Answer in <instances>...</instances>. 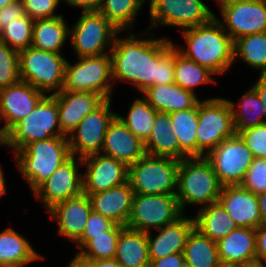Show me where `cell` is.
<instances>
[{
    "label": "cell",
    "instance_id": "cell-1",
    "mask_svg": "<svg viewBox=\"0 0 266 267\" xmlns=\"http://www.w3.org/2000/svg\"><path fill=\"white\" fill-rule=\"evenodd\" d=\"M116 34L110 48L112 79L132 83L143 92L149 86L174 83V45L169 39H147L133 34L120 38ZM151 36V37H150ZM149 37V38H148Z\"/></svg>",
    "mask_w": 266,
    "mask_h": 267
},
{
    "label": "cell",
    "instance_id": "cell-2",
    "mask_svg": "<svg viewBox=\"0 0 266 267\" xmlns=\"http://www.w3.org/2000/svg\"><path fill=\"white\" fill-rule=\"evenodd\" d=\"M187 48L176 50L187 59L223 74L234 63V41L225 32L216 15L207 23L182 30Z\"/></svg>",
    "mask_w": 266,
    "mask_h": 267
},
{
    "label": "cell",
    "instance_id": "cell-3",
    "mask_svg": "<svg viewBox=\"0 0 266 267\" xmlns=\"http://www.w3.org/2000/svg\"><path fill=\"white\" fill-rule=\"evenodd\" d=\"M14 155L19 172L33 193L71 156L67 136L30 142Z\"/></svg>",
    "mask_w": 266,
    "mask_h": 267
},
{
    "label": "cell",
    "instance_id": "cell-4",
    "mask_svg": "<svg viewBox=\"0 0 266 267\" xmlns=\"http://www.w3.org/2000/svg\"><path fill=\"white\" fill-rule=\"evenodd\" d=\"M222 185L206 156L179 161L176 197L182 212L187 204L207 206L218 201Z\"/></svg>",
    "mask_w": 266,
    "mask_h": 267
},
{
    "label": "cell",
    "instance_id": "cell-5",
    "mask_svg": "<svg viewBox=\"0 0 266 267\" xmlns=\"http://www.w3.org/2000/svg\"><path fill=\"white\" fill-rule=\"evenodd\" d=\"M179 160L145 155L128 166V181L135 194H176Z\"/></svg>",
    "mask_w": 266,
    "mask_h": 267
},
{
    "label": "cell",
    "instance_id": "cell-6",
    "mask_svg": "<svg viewBox=\"0 0 266 267\" xmlns=\"http://www.w3.org/2000/svg\"><path fill=\"white\" fill-rule=\"evenodd\" d=\"M236 135L232 108L226 98L198 103L197 157L207 156L217 145Z\"/></svg>",
    "mask_w": 266,
    "mask_h": 267
},
{
    "label": "cell",
    "instance_id": "cell-7",
    "mask_svg": "<svg viewBox=\"0 0 266 267\" xmlns=\"http://www.w3.org/2000/svg\"><path fill=\"white\" fill-rule=\"evenodd\" d=\"M66 59L60 53L47 52L32 46L19 51L20 79L52 94L63 90Z\"/></svg>",
    "mask_w": 266,
    "mask_h": 267
},
{
    "label": "cell",
    "instance_id": "cell-8",
    "mask_svg": "<svg viewBox=\"0 0 266 267\" xmlns=\"http://www.w3.org/2000/svg\"><path fill=\"white\" fill-rule=\"evenodd\" d=\"M65 136L60 130L58 104L54 96L45 95L35 109L11 130L8 148L17 150L33 141Z\"/></svg>",
    "mask_w": 266,
    "mask_h": 267
},
{
    "label": "cell",
    "instance_id": "cell-9",
    "mask_svg": "<svg viewBox=\"0 0 266 267\" xmlns=\"http://www.w3.org/2000/svg\"><path fill=\"white\" fill-rule=\"evenodd\" d=\"M71 65L66 61L63 90L88 91L100 94L105 100L111 99L113 86L110 54L78 58Z\"/></svg>",
    "mask_w": 266,
    "mask_h": 267
},
{
    "label": "cell",
    "instance_id": "cell-10",
    "mask_svg": "<svg viewBox=\"0 0 266 267\" xmlns=\"http://www.w3.org/2000/svg\"><path fill=\"white\" fill-rule=\"evenodd\" d=\"M119 30L99 11L83 12L73 28L69 39L78 58L109 54Z\"/></svg>",
    "mask_w": 266,
    "mask_h": 267
},
{
    "label": "cell",
    "instance_id": "cell-11",
    "mask_svg": "<svg viewBox=\"0 0 266 267\" xmlns=\"http://www.w3.org/2000/svg\"><path fill=\"white\" fill-rule=\"evenodd\" d=\"M183 213L175 194H134L126 227L147 233L175 222Z\"/></svg>",
    "mask_w": 266,
    "mask_h": 267
},
{
    "label": "cell",
    "instance_id": "cell-12",
    "mask_svg": "<svg viewBox=\"0 0 266 267\" xmlns=\"http://www.w3.org/2000/svg\"><path fill=\"white\" fill-rule=\"evenodd\" d=\"M111 99H106L93 112L86 115L67 136L70 154L85 158L101 153L108 125L117 115L111 111Z\"/></svg>",
    "mask_w": 266,
    "mask_h": 267
},
{
    "label": "cell",
    "instance_id": "cell-13",
    "mask_svg": "<svg viewBox=\"0 0 266 267\" xmlns=\"http://www.w3.org/2000/svg\"><path fill=\"white\" fill-rule=\"evenodd\" d=\"M151 24L176 26L181 30L209 22L215 14L201 0H149Z\"/></svg>",
    "mask_w": 266,
    "mask_h": 267
},
{
    "label": "cell",
    "instance_id": "cell-14",
    "mask_svg": "<svg viewBox=\"0 0 266 267\" xmlns=\"http://www.w3.org/2000/svg\"><path fill=\"white\" fill-rule=\"evenodd\" d=\"M206 157L222 186L240 185L254 160L252 152L237 134L217 145Z\"/></svg>",
    "mask_w": 266,
    "mask_h": 267
},
{
    "label": "cell",
    "instance_id": "cell-15",
    "mask_svg": "<svg viewBox=\"0 0 266 267\" xmlns=\"http://www.w3.org/2000/svg\"><path fill=\"white\" fill-rule=\"evenodd\" d=\"M219 5L223 20L216 18L233 41L266 32V0H236Z\"/></svg>",
    "mask_w": 266,
    "mask_h": 267
},
{
    "label": "cell",
    "instance_id": "cell-16",
    "mask_svg": "<svg viewBox=\"0 0 266 267\" xmlns=\"http://www.w3.org/2000/svg\"><path fill=\"white\" fill-rule=\"evenodd\" d=\"M70 156L52 175L34 192L41 199L45 209L49 210L55 204L74 198L83 193V175L79 174L82 159ZM78 162V163H77Z\"/></svg>",
    "mask_w": 266,
    "mask_h": 267
},
{
    "label": "cell",
    "instance_id": "cell-17",
    "mask_svg": "<svg viewBox=\"0 0 266 267\" xmlns=\"http://www.w3.org/2000/svg\"><path fill=\"white\" fill-rule=\"evenodd\" d=\"M86 172L82 177L86 195L106 191L128 181V166L113 157L93 154L82 159Z\"/></svg>",
    "mask_w": 266,
    "mask_h": 267
},
{
    "label": "cell",
    "instance_id": "cell-18",
    "mask_svg": "<svg viewBox=\"0 0 266 267\" xmlns=\"http://www.w3.org/2000/svg\"><path fill=\"white\" fill-rule=\"evenodd\" d=\"M46 94L27 82L0 89V111L5 125L11 130L20 120L28 116Z\"/></svg>",
    "mask_w": 266,
    "mask_h": 267
},
{
    "label": "cell",
    "instance_id": "cell-19",
    "mask_svg": "<svg viewBox=\"0 0 266 267\" xmlns=\"http://www.w3.org/2000/svg\"><path fill=\"white\" fill-rule=\"evenodd\" d=\"M52 95L57 100L60 130L65 136L105 101L100 94L88 91L62 90Z\"/></svg>",
    "mask_w": 266,
    "mask_h": 267
},
{
    "label": "cell",
    "instance_id": "cell-20",
    "mask_svg": "<svg viewBox=\"0 0 266 267\" xmlns=\"http://www.w3.org/2000/svg\"><path fill=\"white\" fill-rule=\"evenodd\" d=\"M217 202L238 227L256 229L262 224L257 195L241 185L222 186Z\"/></svg>",
    "mask_w": 266,
    "mask_h": 267
},
{
    "label": "cell",
    "instance_id": "cell-21",
    "mask_svg": "<svg viewBox=\"0 0 266 267\" xmlns=\"http://www.w3.org/2000/svg\"><path fill=\"white\" fill-rule=\"evenodd\" d=\"M101 153L124 162L127 166L145 156V144L116 115L108 125Z\"/></svg>",
    "mask_w": 266,
    "mask_h": 267
},
{
    "label": "cell",
    "instance_id": "cell-22",
    "mask_svg": "<svg viewBox=\"0 0 266 267\" xmlns=\"http://www.w3.org/2000/svg\"><path fill=\"white\" fill-rule=\"evenodd\" d=\"M48 211L58 223L59 235L76 242L84 232L92 206L88 195L82 193L55 204Z\"/></svg>",
    "mask_w": 266,
    "mask_h": 267
},
{
    "label": "cell",
    "instance_id": "cell-23",
    "mask_svg": "<svg viewBox=\"0 0 266 267\" xmlns=\"http://www.w3.org/2000/svg\"><path fill=\"white\" fill-rule=\"evenodd\" d=\"M194 228V218L182 215L175 222L156 229L159 234L155 238L151 236V231L147 232L150 262L173 253H183L187 238Z\"/></svg>",
    "mask_w": 266,
    "mask_h": 267
},
{
    "label": "cell",
    "instance_id": "cell-24",
    "mask_svg": "<svg viewBox=\"0 0 266 267\" xmlns=\"http://www.w3.org/2000/svg\"><path fill=\"white\" fill-rule=\"evenodd\" d=\"M129 181L106 191L89 194L92 211L126 227L134 196Z\"/></svg>",
    "mask_w": 266,
    "mask_h": 267
},
{
    "label": "cell",
    "instance_id": "cell-25",
    "mask_svg": "<svg viewBox=\"0 0 266 267\" xmlns=\"http://www.w3.org/2000/svg\"><path fill=\"white\" fill-rule=\"evenodd\" d=\"M221 263L242 267L256 265L255 229L238 227L217 242Z\"/></svg>",
    "mask_w": 266,
    "mask_h": 267
},
{
    "label": "cell",
    "instance_id": "cell-26",
    "mask_svg": "<svg viewBox=\"0 0 266 267\" xmlns=\"http://www.w3.org/2000/svg\"><path fill=\"white\" fill-rule=\"evenodd\" d=\"M143 98L156 110L172 113L191 109L199 103V99L192 91L183 89L178 84L155 85L147 87Z\"/></svg>",
    "mask_w": 266,
    "mask_h": 267
},
{
    "label": "cell",
    "instance_id": "cell-27",
    "mask_svg": "<svg viewBox=\"0 0 266 267\" xmlns=\"http://www.w3.org/2000/svg\"><path fill=\"white\" fill-rule=\"evenodd\" d=\"M114 259L122 267H150L147 233L124 227L118 236Z\"/></svg>",
    "mask_w": 266,
    "mask_h": 267
},
{
    "label": "cell",
    "instance_id": "cell-28",
    "mask_svg": "<svg viewBox=\"0 0 266 267\" xmlns=\"http://www.w3.org/2000/svg\"><path fill=\"white\" fill-rule=\"evenodd\" d=\"M144 144L147 155L179 160V143L172 130L170 113L156 112L151 133Z\"/></svg>",
    "mask_w": 266,
    "mask_h": 267
},
{
    "label": "cell",
    "instance_id": "cell-29",
    "mask_svg": "<svg viewBox=\"0 0 266 267\" xmlns=\"http://www.w3.org/2000/svg\"><path fill=\"white\" fill-rule=\"evenodd\" d=\"M44 259L32 245L13 228L0 232V267L25 266L35 260Z\"/></svg>",
    "mask_w": 266,
    "mask_h": 267
},
{
    "label": "cell",
    "instance_id": "cell-30",
    "mask_svg": "<svg viewBox=\"0 0 266 267\" xmlns=\"http://www.w3.org/2000/svg\"><path fill=\"white\" fill-rule=\"evenodd\" d=\"M62 16L34 20L32 47L61 54L69 38V27Z\"/></svg>",
    "mask_w": 266,
    "mask_h": 267
},
{
    "label": "cell",
    "instance_id": "cell-31",
    "mask_svg": "<svg viewBox=\"0 0 266 267\" xmlns=\"http://www.w3.org/2000/svg\"><path fill=\"white\" fill-rule=\"evenodd\" d=\"M124 226L114 224L99 235H82L75 245L80 250L75 256L80 260L114 259L118 236Z\"/></svg>",
    "mask_w": 266,
    "mask_h": 267
},
{
    "label": "cell",
    "instance_id": "cell-32",
    "mask_svg": "<svg viewBox=\"0 0 266 267\" xmlns=\"http://www.w3.org/2000/svg\"><path fill=\"white\" fill-rule=\"evenodd\" d=\"M195 216V228L215 242L225 238L230 232L238 228L218 202L203 206Z\"/></svg>",
    "mask_w": 266,
    "mask_h": 267
},
{
    "label": "cell",
    "instance_id": "cell-33",
    "mask_svg": "<svg viewBox=\"0 0 266 267\" xmlns=\"http://www.w3.org/2000/svg\"><path fill=\"white\" fill-rule=\"evenodd\" d=\"M170 117L179 143V161L197 157L198 104L191 109L172 112Z\"/></svg>",
    "mask_w": 266,
    "mask_h": 267
},
{
    "label": "cell",
    "instance_id": "cell-34",
    "mask_svg": "<svg viewBox=\"0 0 266 267\" xmlns=\"http://www.w3.org/2000/svg\"><path fill=\"white\" fill-rule=\"evenodd\" d=\"M183 253L186 267H217L221 263L217 242L197 228L189 234Z\"/></svg>",
    "mask_w": 266,
    "mask_h": 267
},
{
    "label": "cell",
    "instance_id": "cell-35",
    "mask_svg": "<svg viewBox=\"0 0 266 267\" xmlns=\"http://www.w3.org/2000/svg\"><path fill=\"white\" fill-rule=\"evenodd\" d=\"M238 102L236 109L235 103L229 100L232 108L233 121L236 134L244 129L252 128L266 122V110L256 91L250 87Z\"/></svg>",
    "mask_w": 266,
    "mask_h": 267
},
{
    "label": "cell",
    "instance_id": "cell-36",
    "mask_svg": "<svg viewBox=\"0 0 266 267\" xmlns=\"http://www.w3.org/2000/svg\"><path fill=\"white\" fill-rule=\"evenodd\" d=\"M240 59L266 75V32L249 34L234 41V60Z\"/></svg>",
    "mask_w": 266,
    "mask_h": 267
},
{
    "label": "cell",
    "instance_id": "cell-37",
    "mask_svg": "<svg viewBox=\"0 0 266 267\" xmlns=\"http://www.w3.org/2000/svg\"><path fill=\"white\" fill-rule=\"evenodd\" d=\"M174 80L183 89L194 92L195 86L206 84V83H216L211 75H214L209 69L203 67L187 59L182 54H180L174 45Z\"/></svg>",
    "mask_w": 266,
    "mask_h": 267
},
{
    "label": "cell",
    "instance_id": "cell-38",
    "mask_svg": "<svg viewBox=\"0 0 266 267\" xmlns=\"http://www.w3.org/2000/svg\"><path fill=\"white\" fill-rule=\"evenodd\" d=\"M145 0H104L99 8L102 13L120 32L132 28L138 11H141Z\"/></svg>",
    "mask_w": 266,
    "mask_h": 267
},
{
    "label": "cell",
    "instance_id": "cell-39",
    "mask_svg": "<svg viewBox=\"0 0 266 267\" xmlns=\"http://www.w3.org/2000/svg\"><path fill=\"white\" fill-rule=\"evenodd\" d=\"M156 112L144 98H138L133 101L127 117L117 116L135 136L145 141L151 133Z\"/></svg>",
    "mask_w": 266,
    "mask_h": 267
},
{
    "label": "cell",
    "instance_id": "cell-40",
    "mask_svg": "<svg viewBox=\"0 0 266 267\" xmlns=\"http://www.w3.org/2000/svg\"><path fill=\"white\" fill-rule=\"evenodd\" d=\"M33 25L34 20L24 14L0 32V40L18 52L27 49L32 45Z\"/></svg>",
    "mask_w": 266,
    "mask_h": 267
},
{
    "label": "cell",
    "instance_id": "cell-41",
    "mask_svg": "<svg viewBox=\"0 0 266 267\" xmlns=\"http://www.w3.org/2000/svg\"><path fill=\"white\" fill-rule=\"evenodd\" d=\"M20 80L19 52L0 40V89Z\"/></svg>",
    "mask_w": 266,
    "mask_h": 267
},
{
    "label": "cell",
    "instance_id": "cell-42",
    "mask_svg": "<svg viewBox=\"0 0 266 267\" xmlns=\"http://www.w3.org/2000/svg\"><path fill=\"white\" fill-rule=\"evenodd\" d=\"M240 185L256 195L266 191V158H254Z\"/></svg>",
    "mask_w": 266,
    "mask_h": 267
},
{
    "label": "cell",
    "instance_id": "cell-43",
    "mask_svg": "<svg viewBox=\"0 0 266 267\" xmlns=\"http://www.w3.org/2000/svg\"><path fill=\"white\" fill-rule=\"evenodd\" d=\"M237 135L252 152L254 158H266V122L241 130Z\"/></svg>",
    "mask_w": 266,
    "mask_h": 267
},
{
    "label": "cell",
    "instance_id": "cell-44",
    "mask_svg": "<svg viewBox=\"0 0 266 267\" xmlns=\"http://www.w3.org/2000/svg\"><path fill=\"white\" fill-rule=\"evenodd\" d=\"M24 13L31 19H44L62 16L55 14L54 11L61 0H21Z\"/></svg>",
    "mask_w": 266,
    "mask_h": 267
},
{
    "label": "cell",
    "instance_id": "cell-45",
    "mask_svg": "<svg viewBox=\"0 0 266 267\" xmlns=\"http://www.w3.org/2000/svg\"><path fill=\"white\" fill-rule=\"evenodd\" d=\"M114 223L101 214L91 212L82 235H99L109 230Z\"/></svg>",
    "mask_w": 266,
    "mask_h": 267
},
{
    "label": "cell",
    "instance_id": "cell-46",
    "mask_svg": "<svg viewBox=\"0 0 266 267\" xmlns=\"http://www.w3.org/2000/svg\"><path fill=\"white\" fill-rule=\"evenodd\" d=\"M23 3L21 0H16L13 3L0 8V32L5 29L9 23L24 15Z\"/></svg>",
    "mask_w": 266,
    "mask_h": 267
},
{
    "label": "cell",
    "instance_id": "cell-47",
    "mask_svg": "<svg viewBox=\"0 0 266 267\" xmlns=\"http://www.w3.org/2000/svg\"><path fill=\"white\" fill-rule=\"evenodd\" d=\"M256 232V265L266 267V224H261Z\"/></svg>",
    "mask_w": 266,
    "mask_h": 267
},
{
    "label": "cell",
    "instance_id": "cell-48",
    "mask_svg": "<svg viewBox=\"0 0 266 267\" xmlns=\"http://www.w3.org/2000/svg\"><path fill=\"white\" fill-rule=\"evenodd\" d=\"M150 267H186L184 253H173L169 256L152 260Z\"/></svg>",
    "mask_w": 266,
    "mask_h": 267
},
{
    "label": "cell",
    "instance_id": "cell-49",
    "mask_svg": "<svg viewBox=\"0 0 266 267\" xmlns=\"http://www.w3.org/2000/svg\"><path fill=\"white\" fill-rule=\"evenodd\" d=\"M69 6H76L83 9L82 12L99 11L104 0H64Z\"/></svg>",
    "mask_w": 266,
    "mask_h": 267
},
{
    "label": "cell",
    "instance_id": "cell-50",
    "mask_svg": "<svg viewBox=\"0 0 266 267\" xmlns=\"http://www.w3.org/2000/svg\"><path fill=\"white\" fill-rule=\"evenodd\" d=\"M253 86H251L256 93L258 94L261 102L266 110V75H260L259 79H257Z\"/></svg>",
    "mask_w": 266,
    "mask_h": 267
},
{
    "label": "cell",
    "instance_id": "cell-51",
    "mask_svg": "<svg viewBox=\"0 0 266 267\" xmlns=\"http://www.w3.org/2000/svg\"><path fill=\"white\" fill-rule=\"evenodd\" d=\"M86 262L90 267H122L115 259L102 260H81Z\"/></svg>",
    "mask_w": 266,
    "mask_h": 267
},
{
    "label": "cell",
    "instance_id": "cell-52",
    "mask_svg": "<svg viewBox=\"0 0 266 267\" xmlns=\"http://www.w3.org/2000/svg\"><path fill=\"white\" fill-rule=\"evenodd\" d=\"M2 120L4 121V118L0 111V122H3ZM9 139H10V130L6 125H4L2 128H0V145L2 146L5 145V147L7 148Z\"/></svg>",
    "mask_w": 266,
    "mask_h": 267
},
{
    "label": "cell",
    "instance_id": "cell-53",
    "mask_svg": "<svg viewBox=\"0 0 266 267\" xmlns=\"http://www.w3.org/2000/svg\"><path fill=\"white\" fill-rule=\"evenodd\" d=\"M262 224H266V191L257 195Z\"/></svg>",
    "mask_w": 266,
    "mask_h": 267
},
{
    "label": "cell",
    "instance_id": "cell-54",
    "mask_svg": "<svg viewBox=\"0 0 266 267\" xmlns=\"http://www.w3.org/2000/svg\"><path fill=\"white\" fill-rule=\"evenodd\" d=\"M68 267H90L86 262L81 261L76 256L71 260Z\"/></svg>",
    "mask_w": 266,
    "mask_h": 267
},
{
    "label": "cell",
    "instance_id": "cell-55",
    "mask_svg": "<svg viewBox=\"0 0 266 267\" xmlns=\"http://www.w3.org/2000/svg\"><path fill=\"white\" fill-rule=\"evenodd\" d=\"M6 193L5 178L3 170L0 167V197Z\"/></svg>",
    "mask_w": 266,
    "mask_h": 267
},
{
    "label": "cell",
    "instance_id": "cell-56",
    "mask_svg": "<svg viewBox=\"0 0 266 267\" xmlns=\"http://www.w3.org/2000/svg\"><path fill=\"white\" fill-rule=\"evenodd\" d=\"M16 0H0V8H3L11 3H13Z\"/></svg>",
    "mask_w": 266,
    "mask_h": 267
},
{
    "label": "cell",
    "instance_id": "cell-57",
    "mask_svg": "<svg viewBox=\"0 0 266 267\" xmlns=\"http://www.w3.org/2000/svg\"><path fill=\"white\" fill-rule=\"evenodd\" d=\"M217 267H242L236 264L220 263Z\"/></svg>",
    "mask_w": 266,
    "mask_h": 267
},
{
    "label": "cell",
    "instance_id": "cell-58",
    "mask_svg": "<svg viewBox=\"0 0 266 267\" xmlns=\"http://www.w3.org/2000/svg\"><path fill=\"white\" fill-rule=\"evenodd\" d=\"M219 4L227 3L229 1H236V0H217Z\"/></svg>",
    "mask_w": 266,
    "mask_h": 267
},
{
    "label": "cell",
    "instance_id": "cell-59",
    "mask_svg": "<svg viewBox=\"0 0 266 267\" xmlns=\"http://www.w3.org/2000/svg\"><path fill=\"white\" fill-rule=\"evenodd\" d=\"M249 267H261V266H259V265H253V266H249Z\"/></svg>",
    "mask_w": 266,
    "mask_h": 267
}]
</instances>
